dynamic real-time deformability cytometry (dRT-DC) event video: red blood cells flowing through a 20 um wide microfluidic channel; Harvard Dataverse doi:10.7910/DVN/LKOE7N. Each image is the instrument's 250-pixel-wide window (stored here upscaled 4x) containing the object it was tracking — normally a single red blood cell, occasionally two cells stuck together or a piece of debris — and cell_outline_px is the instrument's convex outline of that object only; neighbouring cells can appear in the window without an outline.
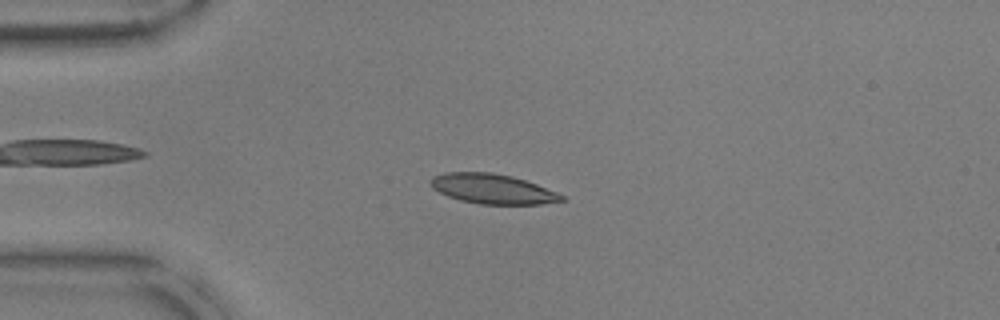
{"species": "common noctule bat (a hibernating species)", "species_latin": "Nyctalus noctula", "temperature_condition": "warm", "stored_images_in_passage": 43, "camera_frame_rate_fps": 3000, "um_per_image_px": 0.085, "animal": {"sex": "male", "body_mass_g": 17.9, "forearm_length_mm": 54.2}, "frame": {"image": 1, "passage_image": 3, "time_ms": 0.667, "image_size_px": [1000, 320], "cell_outline_px": [[564, 200], [540, 204], [480, 204], [460, 200], [448, 196], [432, 188], [428, 184], [432, 176], [444, 172], [492, 172], [512, 176], [536, 184], [556, 192], [564, 196]], "centroid_in_image_um": [41.81, 16.04], "position_along_channel_um": 43.2, "area_um2": 22.72}}
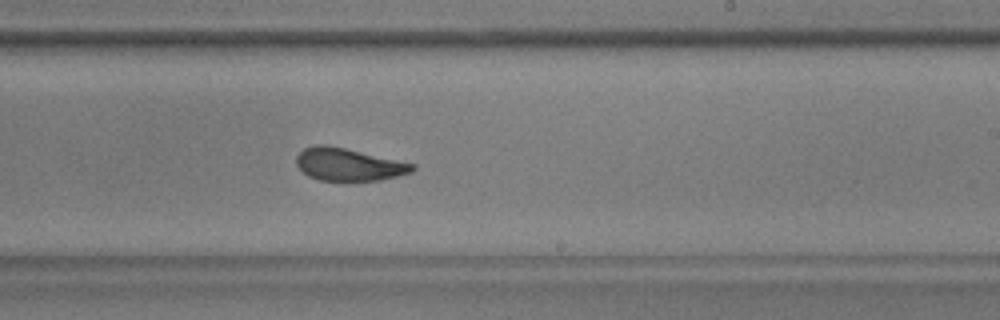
{"frame": {"image": 2, "passage_image": 22, "time_ms": 7.0, "image_size_px": [1000, 320], "cell_outline_px": [[416, 168], [412, 172], [380, 180], [320, 180], [308, 176], [296, 164], [296, 156], [304, 148], [316, 144], [328, 144], [416, 164]], "centroid_in_image_um": [29.63, 13.96], "position_along_channel_um": 259.4, "area_um2": 21.96}}
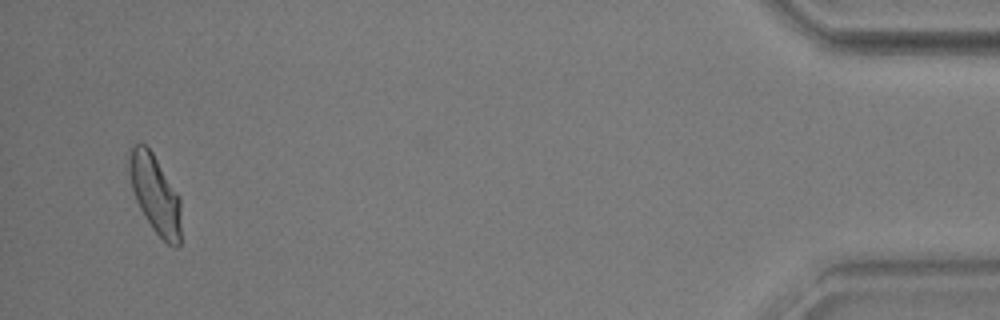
{"frame": {"image": 3, "passage_image": 41, "time_ms": 13.333, "image_size_px": [1000, 320], "cell_outline_px": [[180, 244], [176, 248], [168, 244], [152, 228], [140, 208], [136, 200], [132, 188], [128, 172], [128, 148], [136, 144], [144, 144], [152, 152], [180, 196]], "centroid_in_image_um": [13.17, 16.47], "position_along_channel_um": 422.0, "area_um2": 23.7}, "authors_computed_cell_mechanics": {"area_um2": 23.12, "velocity_mm_per_s": 3.7764, "shape_relaxation_time_tau1_ms": 5.5238, "shape_relaxation_time_tau2_ms": 1.5915, "deformation_change_tau1": 0.1793, "deformation_change_tau2": 0.076}}